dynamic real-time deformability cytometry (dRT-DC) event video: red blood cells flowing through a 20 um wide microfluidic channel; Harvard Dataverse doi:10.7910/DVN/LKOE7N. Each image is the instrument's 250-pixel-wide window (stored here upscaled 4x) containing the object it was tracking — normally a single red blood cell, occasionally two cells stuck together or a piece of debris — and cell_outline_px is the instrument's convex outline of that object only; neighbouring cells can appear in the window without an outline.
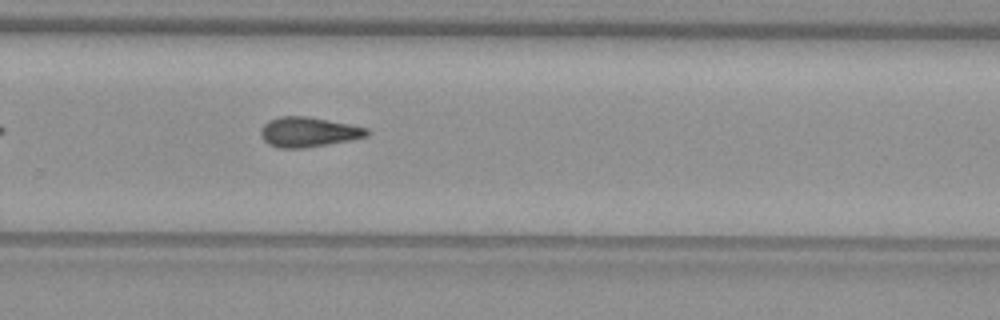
{"species": "common noctule bat (a hibernating species)", "species_latin": "Nyctalus noctula", "temperature_condition": "warm", "stored_images_in_passage": 28, "camera_frame_rate_fps": 3000, "um_per_image_px": 0.085, "animal": {"sex": "female", "body_mass_g": 29.2, "forearm_length_mm": 56.3}, "frame": {"image": 1, "passage_image": 20, "time_ms": 6.333, "image_size_px": [1000, 320], "cell_outline_px": [[368, 136], [348, 140], [304, 148], [280, 148], [268, 144], [264, 140], [260, 132], [264, 124], [268, 120], [280, 116], [308, 116], [368, 128]], "centroid_in_image_um": [26.18, 11.21], "position_along_channel_um": 303.6, "area_um2": 18.26}}